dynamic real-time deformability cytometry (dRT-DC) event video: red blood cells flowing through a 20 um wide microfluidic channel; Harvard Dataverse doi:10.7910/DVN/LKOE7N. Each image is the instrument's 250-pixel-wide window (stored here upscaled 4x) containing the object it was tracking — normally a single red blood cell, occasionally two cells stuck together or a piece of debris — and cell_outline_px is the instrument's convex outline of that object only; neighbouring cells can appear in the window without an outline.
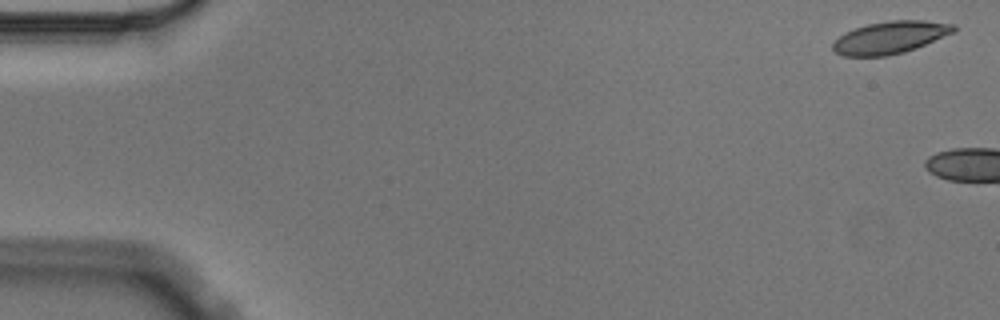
{"species": "Egyptian fruit bat (a non-hibernating species)", "species_latin": "Rousettus aegyptiacus", "temperature_condition": "cold", "stored_images_in_passage": 3, "camera_frame_rate_fps": 3000, "um_per_image_px": 0.085, "animal": {"sex": "male"}, "frame": {"image": 1, "passage_image": 1, "time_ms": 0.0, "image_size_px": [1000, 320], "cell_outline_px": [[956, 32], [916, 48], [904, 52], [888, 56], [844, 56], [836, 52], [832, 48], [832, 44], [844, 32], [868, 24], [892, 20], [924, 20], [956, 24]], "centroid_in_image_um": [75.71, 3.18], "position_along_channel_um": 9.3, "area_um2": 22.83}}